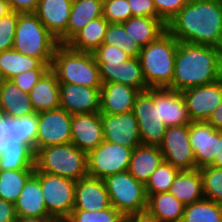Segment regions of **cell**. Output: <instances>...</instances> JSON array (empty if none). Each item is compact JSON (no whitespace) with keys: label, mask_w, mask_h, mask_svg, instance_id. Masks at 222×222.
<instances>
[{"label":"cell","mask_w":222,"mask_h":222,"mask_svg":"<svg viewBox=\"0 0 222 222\" xmlns=\"http://www.w3.org/2000/svg\"><path fill=\"white\" fill-rule=\"evenodd\" d=\"M124 216L113 206L99 211L72 210L64 222H124Z\"/></svg>","instance_id":"40"},{"label":"cell","mask_w":222,"mask_h":222,"mask_svg":"<svg viewBox=\"0 0 222 222\" xmlns=\"http://www.w3.org/2000/svg\"><path fill=\"white\" fill-rule=\"evenodd\" d=\"M92 54L96 62H108V64H120L131 58L122 49L103 43Z\"/></svg>","instance_id":"43"},{"label":"cell","mask_w":222,"mask_h":222,"mask_svg":"<svg viewBox=\"0 0 222 222\" xmlns=\"http://www.w3.org/2000/svg\"><path fill=\"white\" fill-rule=\"evenodd\" d=\"M11 11L17 13H35L39 0H7Z\"/></svg>","instance_id":"47"},{"label":"cell","mask_w":222,"mask_h":222,"mask_svg":"<svg viewBox=\"0 0 222 222\" xmlns=\"http://www.w3.org/2000/svg\"><path fill=\"white\" fill-rule=\"evenodd\" d=\"M111 206L124 217L147 209L145 185L128 171L110 175L104 179Z\"/></svg>","instance_id":"7"},{"label":"cell","mask_w":222,"mask_h":222,"mask_svg":"<svg viewBox=\"0 0 222 222\" xmlns=\"http://www.w3.org/2000/svg\"><path fill=\"white\" fill-rule=\"evenodd\" d=\"M185 205L169 192L150 195L147 210L159 222H181Z\"/></svg>","instance_id":"31"},{"label":"cell","mask_w":222,"mask_h":222,"mask_svg":"<svg viewBox=\"0 0 222 222\" xmlns=\"http://www.w3.org/2000/svg\"><path fill=\"white\" fill-rule=\"evenodd\" d=\"M73 0H39L35 14L47 30L66 44V29Z\"/></svg>","instance_id":"18"},{"label":"cell","mask_w":222,"mask_h":222,"mask_svg":"<svg viewBox=\"0 0 222 222\" xmlns=\"http://www.w3.org/2000/svg\"><path fill=\"white\" fill-rule=\"evenodd\" d=\"M104 141L101 113L75 114L71 122V143L89 153Z\"/></svg>","instance_id":"16"},{"label":"cell","mask_w":222,"mask_h":222,"mask_svg":"<svg viewBox=\"0 0 222 222\" xmlns=\"http://www.w3.org/2000/svg\"><path fill=\"white\" fill-rule=\"evenodd\" d=\"M17 217H51L47 214L39 177L33 173L14 204Z\"/></svg>","instance_id":"23"},{"label":"cell","mask_w":222,"mask_h":222,"mask_svg":"<svg viewBox=\"0 0 222 222\" xmlns=\"http://www.w3.org/2000/svg\"><path fill=\"white\" fill-rule=\"evenodd\" d=\"M168 192L184 205L204 199L200 169L179 171Z\"/></svg>","instance_id":"27"},{"label":"cell","mask_w":222,"mask_h":222,"mask_svg":"<svg viewBox=\"0 0 222 222\" xmlns=\"http://www.w3.org/2000/svg\"><path fill=\"white\" fill-rule=\"evenodd\" d=\"M166 27L179 42L222 49V1L190 0Z\"/></svg>","instance_id":"1"},{"label":"cell","mask_w":222,"mask_h":222,"mask_svg":"<svg viewBox=\"0 0 222 222\" xmlns=\"http://www.w3.org/2000/svg\"><path fill=\"white\" fill-rule=\"evenodd\" d=\"M4 80L5 79L3 78L2 74L0 73V88H1V85L3 84Z\"/></svg>","instance_id":"55"},{"label":"cell","mask_w":222,"mask_h":222,"mask_svg":"<svg viewBox=\"0 0 222 222\" xmlns=\"http://www.w3.org/2000/svg\"><path fill=\"white\" fill-rule=\"evenodd\" d=\"M200 172L204 198L222 204V168L206 166Z\"/></svg>","instance_id":"39"},{"label":"cell","mask_w":222,"mask_h":222,"mask_svg":"<svg viewBox=\"0 0 222 222\" xmlns=\"http://www.w3.org/2000/svg\"><path fill=\"white\" fill-rule=\"evenodd\" d=\"M190 0H153L158 16L167 24Z\"/></svg>","instance_id":"44"},{"label":"cell","mask_w":222,"mask_h":222,"mask_svg":"<svg viewBox=\"0 0 222 222\" xmlns=\"http://www.w3.org/2000/svg\"><path fill=\"white\" fill-rule=\"evenodd\" d=\"M60 108L69 114H88L100 111V88L76 84H59Z\"/></svg>","instance_id":"15"},{"label":"cell","mask_w":222,"mask_h":222,"mask_svg":"<svg viewBox=\"0 0 222 222\" xmlns=\"http://www.w3.org/2000/svg\"><path fill=\"white\" fill-rule=\"evenodd\" d=\"M0 113L16 119L35 113L29 93L22 91L11 80H4L0 88Z\"/></svg>","instance_id":"24"},{"label":"cell","mask_w":222,"mask_h":222,"mask_svg":"<svg viewBox=\"0 0 222 222\" xmlns=\"http://www.w3.org/2000/svg\"><path fill=\"white\" fill-rule=\"evenodd\" d=\"M35 170V152L22 143L12 142L0 151V171Z\"/></svg>","instance_id":"33"},{"label":"cell","mask_w":222,"mask_h":222,"mask_svg":"<svg viewBox=\"0 0 222 222\" xmlns=\"http://www.w3.org/2000/svg\"><path fill=\"white\" fill-rule=\"evenodd\" d=\"M222 78V49L178 42L172 83L167 87L183 91Z\"/></svg>","instance_id":"2"},{"label":"cell","mask_w":222,"mask_h":222,"mask_svg":"<svg viewBox=\"0 0 222 222\" xmlns=\"http://www.w3.org/2000/svg\"><path fill=\"white\" fill-rule=\"evenodd\" d=\"M17 20L15 11L0 18V52L13 48Z\"/></svg>","instance_id":"42"},{"label":"cell","mask_w":222,"mask_h":222,"mask_svg":"<svg viewBox=\"0 0 222 222\" xmlns=\"http://www.w3.org/2000/svg\"><path fill=\"white\" fill-rule=\"evenodd\" d=\"M15 222H58L53 217H17Z\"/></svg>","instance_id":"53"},{"label":"cell","mask_w":222,"mask_h":222,"mask_svg":"<svg viewBox=\"0 0 222 222\" xmlns=\"http://www.w3.org/2000/svg\"><path fill=\"white\" fill-rule=\"evenodd\" d=\"M16 218L14 204L0 199V222H15Z\"/></svg>","instance_id":"48"},{"label":"cell","mask_w":222,"mask_h":222,"mask_svg":"<svg viewBox=\"0 0 222 222\" xmlns=\"http://www.w3.org/2000/svg\"><path fill=\"white\" fill-rule=\"evenodd\" d=\"M189 141L196 160V169L210 166L217 153L218 130L207 121L191 122Z\"/></svg>","instance_id":"17"},{"label":"cell","mask_w":222,"mask_h":222,"mask_svg":"<svg viewBox=\"0 0 222 222\" xmlns=\"http://www.w3.org/2000/svg\"><path fill=\"white\" fill-rule=\"evenodd\" d=\"M111 207L104 180L85 177L76 181L73 210L99 211Z\"/></svg>","instance_id":"21"},{"label":"cell","mask_w":222,"mask_h":222,"mask_svg":"<svg viewBox=\"0 0 222 222\" xmlns=\"http://www.w3.org/2000/svg\"><path fill=\"white\" fill-rule=\"evenodd\" d=\"M9 144L12 142L28 145L36 153V136L38 131V113L9 119Z\"/></svg>","instance_id":"34"},{"label":"cell","mask_w":222,"mask_h":222,"mask_svg":"<svg viewBox=\"0 0 222 222\" xmlns=\"http://www.w3.org/2000/svg\"><path fill=\"white\" fill-rule=\"evenodd\" d=\"M103 44L118 47L131 57H139L141 52V46L127 34L122 23H109Z\"/></svg>","instance_id":"37"},{"label":"cell","mask_w":222,"mask_h":222,"mask_svg":"<svg viewBox=\"0 0 222 222\" xmlns=\"http://www.w3.org/2000/svg\"><path fill=\"white\" fill-rule=\"evenodd\" d=\"M133 113L138 122L141 143L159 147L167 126L157 114V88L140 92L136 98Z\"/></svg>","instance_id":"10"},{"label":"cell","mask_w":222,"mask_h":222,"mask_svg":"<svg viewBox=\"0 0 222 222\" xmlns=\"http://www.w3.org/2000/svg\"><path fill=\"white\" fill-rule=\"evenodd\" d=\"M50 69H33L22 72L10 80L16 84L22 91L29 93L37 82L49 71Z\"/></svg>","instance_id":"45"},{"label":"cell","mask_w":222,"mask_h":222,"mask_svg":"<svg viewBox=\"0 0 222 222\" xmlns=\"http://www.w3.org/2000/svg\"><path fill=\"white\" fill-rule=\"evenodd\" d=\"M33 69H51V65L44 64L37 58L23 55L13 48L0 52V73L5 80Z\"/></svg>","instance_id":"32"},{"label":"cell","mask_w":222,"mask_h":222,"mask_svg":"<svg viewBox=\"0 0 222 222\" xmlns=\"http://www.w3.org/2000/svg\"><path fill=\"white\" fill-rule=\"evenodd\" d=\"M192 122L207 121L222 102V78L181 91Z\"/></svg>","instance_id":"13"},{"label":"cell","mask_w":222,"mask_h":222,"mask_svg":"<svg viewBox=\"0 0 222 222\" xmlns=\"http://www.w3.org/2000/svg\"><path fill=\"white\" fill-rule=\"evenodd\" d=\"M102 84L122 83L141 92L147 91L141 64L138 57H131L120 64H108V62H97Z\"/></svg>","instance_id":"19"},{"label":"cell","mask_w":222,"mask_h":222,"mask_svg":"<svg viewBox=\"0 0 222 222\" xmlns=\"http://www.w3.org/2000/svg\"><path fill=\"white\" fill-rule=\"evenodd\" d=\"M101 121L105 141L133 149L142 144L133 111L116 115L101 114Z\"/></svg>","instance_id":"14"},{"label":"cell","mask_w":222,"mask_h":222,"mask_svg":"<svg viewBox=\"0 0 222 222\" xmlns=\"http://www.w3.org/2000/svg\"><path fill=\"white\" fill-rule=\"evenodd\" d=\"M181 222H222V204L204 198L185 205Z\"/></svg>","instance_id":"35"},{"label":"cell","mask_w":222,"mask_h":222,"mask_svg":"<svg viewBox=\"0 0 222 222\" xmlns=\"http://www.w3.org/2000/svg\"><path fill=\"white\" fill-rule=\"evenodd\" d=\"M157 114L167 127L192 122L182 93L167 87L157 88Z\"/></svg>","instance_id":"22"},{"label":"cell","mask_w":222,"mask_h":222,"mask_svg":"<svg viewBox=\"0 0 222 222\" xmlns=\"http://www.w3.org/2000/svg\"><path fill=\"white\" fill-rule=\"evenodd\" d=\"M159 149L164 161L174 168L180 171L196 169V160L189 141V124L167 127Z\"/></svg>","instance_id":"11"},{"label":"cell","mask_w":222,"mask_h":222,"mask_svg":"<svg viewBox=\"0 0 222 222\" xmlns=\"http://www.w3.org/2000/svg\"><path fill=\"white\" fill-rule=\"evenodd\" d=\"M140 90L122 83L102 84L100 88V113L122 114L133 111Z\"/></svg>","instance_id":"20"},{"label":"cell","mask_w":222,"mask_h":222,"mask_svg":"<svg viewBox=\"0 0 222 222\" xmlns=\"http://www.w3.org/2000/svg\"><path fill=\"white\" fill-rule=\"evenodd\" d=\"M103 0H73L66 29V44L88 22L102 17Z\"/></svg>","instance_id":"29"},{"label":"cell","mask_w":222,"mask_h":222,"mask_svg":"<svg viewBox=\"0 0 222 222\" xmlns=\"http://www.w3.org/2000/svg\"><path fill=\"white\" fill-rule=\"evenodd\" d=\"M124 222H159L147 209L128 215L124 218Z\"/></svg>","instance_id":"50"},{"label":"cell","mask_w":222,"mask_h":222,"mask_svg":"<svg viewBox=\"0 0 222 222\" xmlns=\"http://www.w3.org/2000/svg\"><path fill=\"white\" fill-rule=\"evenodd\" d=\"M8 118L0 113V151L9 144Z\"/></svg>","instance_id":"49"},{"label":"cell","mask_w":222,"mask_h":222,"mask_svg":"<svg viewBox=\"0 0 222 222\" xmlns=\"http://www.w3.org/2000/svg\"><path fill=\"white\" fill-rule=\"evenodd\" d=\"M163 162L164 158L158 146L141 144L133 150L128 172L145 185Z\"/></svg>","instance_id":"25"},{"label":"cell","mask_w":222,"mask_h":222,"mask_svg":"<svg viewBox=\"0 0 222 222\" xmlns=\"http://www.w3.org/2000/svg\"><path fill=\"white\" fill-rule=\"evenodd\" d=\"M178 42L166 30L141 48L138 58L148 88H165L172 83Z\"/></svg>","instance_id":"3"},{"label":"cell","mask_w":222,"mask_h":222,"mask_svg":"<svg viewBox=\"0 0 222 222\" xmlns=\"http://www.w3.org/2000/svg\"><path fill=\"white\" fill-rule=\"evenodd\" d=\"M108 25L103 16L91 20L66 45L76 51L92 53L103 43Z\"/></svg>","instance_id":"30"},{"label":"cell","mask_w":222,"mask_h":222,"mask_svg":"<svg viewBox=\"0 0 222 222\" xmlns=\"http://www.w3.org/2000/svg\"><path fill=\"white\" fill-rule=\"evenodd\" d=\"M179 171L165 161L159 165L145 184L147 198L153 194L168 192Z\"/></svg>","instance_id":"38"},{"label":"cell","mask_w":222,"mask_h":222,"mask_svg":"<svg viewBox=\"0 0 222 222\" xmlns=\"http://www.w3.org/2000/svg\"><path fill=\"white\" fill-rule=\"evenodd\" d=\"M122 24L127 34L141 48L156 40L167 30V24L161 18L132 16Z\"/></svg>","instance_id":"28"},{"label":"cell","mask_w":222,"mask_h":222,"mask_svg":"<svg viewBox=\"0 0 222 222\" xmlns=\"http://www.w3.org/2000/svg\"><path fill=\"white\" fill-rule=\"evenodd\" d=\"M35 168L78 181L88 176L87 153L72 143L40 148L35 153Z\"/></svg>","instance_id":"6"},{"label":"cell","mask_w":222,"mask_h":222,"mask_svg":"<svg viewBox=\"0 0 222 222\" xmlns=\"http://www.w3.org/2000/svg\"><path fill=\"white\" fill-rule=\"evenodd\" d=\"M102 16L109 23H123L132 13L127 0H103Z\"/></svg>","instance_id":"41"},{"label":"cell","mask_w":222,"mask_h":222,"mask_svg":"<svg viewBox=\"0 0 222 222\" xmlns=\"http://www.w3.org/2000/svg\"><path fill=\"white\" fill-rule=\"evenodd\" d=\"M59 82L50 69L31 89L29 98L36 113L60 108Z\"/></svg>","instance_id":"26"},{"label":"cell","mask_w":222,"mask_h":222,"mask_svg":"<svg viewBox=\"0 0 222 222\" xmlns=\"http://www.w3.org/2000/svg\"><path fill=\"white\" fill-rule=\"evenodd\" d=\"M210 166L222 168V130H218V148L216 157Z\"/></svg>","instance_id":"52"},{"label":"cell","mask_w":222,"mask_h":222,"mask_svg":"<svg viewBox=\"0 0 222 222\" xmlns=\"http://www.w3.org/2000/svg\"><path fill=\"white\" fill-rule=\"evenodd\" d=\"M132 16L160 18L153 0H127Z\"/></svg>","instance_id":"46"},{"label":"cell","mask_w":222,"mask_h":222,"mask_svg":"<svg viewBox=\"0 0 222 222\" xmlns=\"http://www.w3.org/2000/svg\"><path fill=\"white\" fill-rule=\"evenodd\" d=\"M133 150L104 140L87 154L88 176L104 180L110 175L128 171Z\"/></svg>","instance_id":"9"},{"label":"cell","mask_w":222,"mask_h":222,"mask_svg":"<svg viewBox=\"0 0 222 222\" xmlns=\"http://www.w3.org/2000/svg\"><path fill=\"white\" fill-rule=\"evenodd\" d=\"M215 129L222 130V102L207 120Z\"/></svg>","instance_id":"51"},{"label":"cell","mask_w":222,"mask_h":222,"mask_svg":"<svg viewBox=\"0 0 222 222\" xmlns=\"http://www.w3.org/2000/svg\"><path fill=\"white\" fill-rule=\"evenodd\" d=\"M51 70L59 83L101 88L99 67L92 53L71 49L59 44L54 52Z\"/></svg>","instance_id":"4"},{"label":"cell","mask_w":222,"mask_h":222,"mask_svg":"<svg viewBox=\"0 0 222 222\" xmlns=\"http://www.w3.org/2000/svg\"><path fill=\"white\" fill-rule=\"evenodd\" d=\"M34 173L40 179L47 214L58 222H64L74 207L76 181L40 172L36 168Z\"/></svg>","instance_id":"8"},{"label":"cell","mask_w":222,"mask_h":222,"mask_svg":"<svg viewBox=\"0 0 222 222\" xmlns=\"http://www.w3.org/2000/svg\"><path fill=\"white\" fill-rule=\"evenodd\" d=\"M11 12L7 0H0V18Z\"/></svg>","instance_id":"54"},{"label":"cell","mask_w":222,"mask_h":222,"mask_svg":"<svg viewBox=\"0 0 222 222\" xmlns=\"http://www.w3.org/2000/svg\"><path fill=\"white\" fill-rule=\"evenodd\" d=\"M35 170L0 171V199L15 204L19 195Z\"/></svg>","instance_id":"36"},{"label":"cell","mask_w":222,"mask_h":222,"mask_svg":"<svg viewBox=\"0 0 222 222\" xmlns=\"http://www.w3.org/2000/svg\"><path fill=\"white\" fill-rule=\"evenodd\" d=\"M58 40L47 30L35 13H18L13 49L23 55L52 65Z\"/></svg>","instance_id":"5"},{"label":"cell","mask_w":222,"mask_h":222,"mask_svg":"<svg viewBox=\"0 0 222 222\" xmlns=\"http://www.w3.org/2000/svg\"><path fill=\"white\" fill-rule=\"evenodd\" d=\"M72 115L63 108L38 112L36 152L60 144L71 143Z\"/></svg>","instance_id":"12"}]
</instances>
